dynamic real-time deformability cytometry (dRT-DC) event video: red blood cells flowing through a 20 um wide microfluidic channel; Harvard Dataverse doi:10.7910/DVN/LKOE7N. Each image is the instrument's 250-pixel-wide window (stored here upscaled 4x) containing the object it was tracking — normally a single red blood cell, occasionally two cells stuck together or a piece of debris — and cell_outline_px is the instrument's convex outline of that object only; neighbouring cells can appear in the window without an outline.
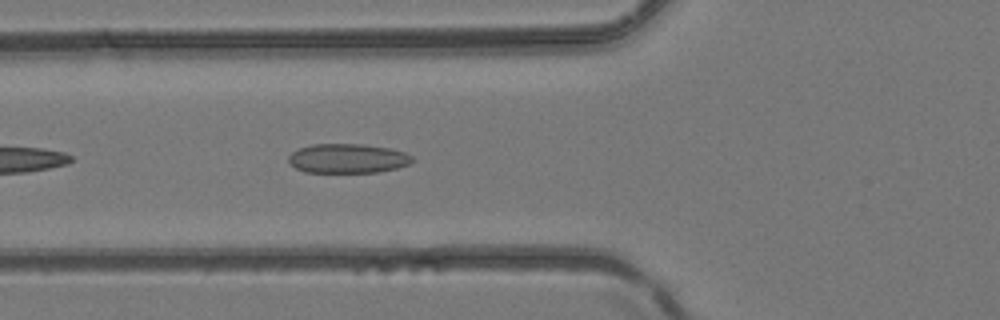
{"species": "common noctule bat (a hibernating species)", "species_latin": "Nyctalus noctula", "temperature_condition": "room temperature", "stored_images_in_passage": 22, "camera_frame_rate_fps": 3000, "um_per_image_px": 0.085, "animal": {"sex": "female", "body_mass_g": 24.6, "forearm_length_mm": 56.2}, "frame": {"image": 1, "passage_image": 16, "time_ms": 5.0, "image_size_px": [1000, 320], "cell_outline_px": [[416, 160], [408, 164], [396, 168], [376, 172], [304, 172], [296, 168], [288, 160], [288, 156], [292, 152], [300, 148], [312, 144], [364, 144], [388, 148], [404, 152], [412, 156]], "centroid_in_image_um": [29.56, 13.46], "position_along_channel_um": 96.2, "area_um2": 21.1}}
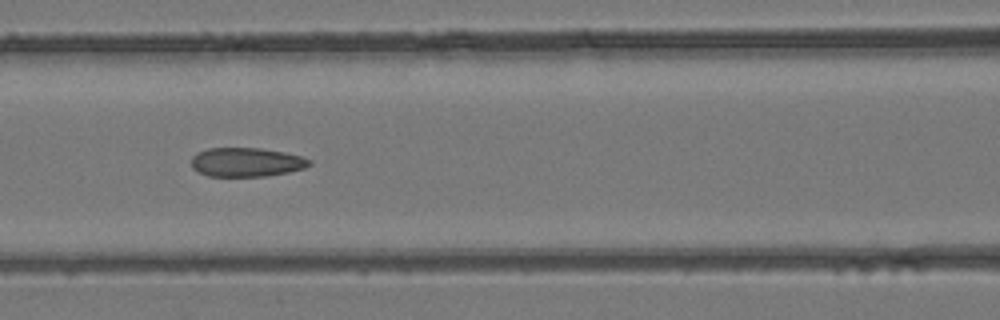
{"frame": {"image": 2, "passage_image": 19, "time_ms": 6.0, "image_size_px": [1000, 320], "cell_outline_px": [[312, 164], [304, 168], [288, 172], [268, 176], [208, 176], [196, 172], [192, 168], [192, 156], [196, 152], [208, 148], [260, 148], [284, 152], [300, 156], [312, 160]], "centroid_in_image_um": [20.92, 13.78], "position_along_channel_um": 145.7, "area_um2": 20.11}}